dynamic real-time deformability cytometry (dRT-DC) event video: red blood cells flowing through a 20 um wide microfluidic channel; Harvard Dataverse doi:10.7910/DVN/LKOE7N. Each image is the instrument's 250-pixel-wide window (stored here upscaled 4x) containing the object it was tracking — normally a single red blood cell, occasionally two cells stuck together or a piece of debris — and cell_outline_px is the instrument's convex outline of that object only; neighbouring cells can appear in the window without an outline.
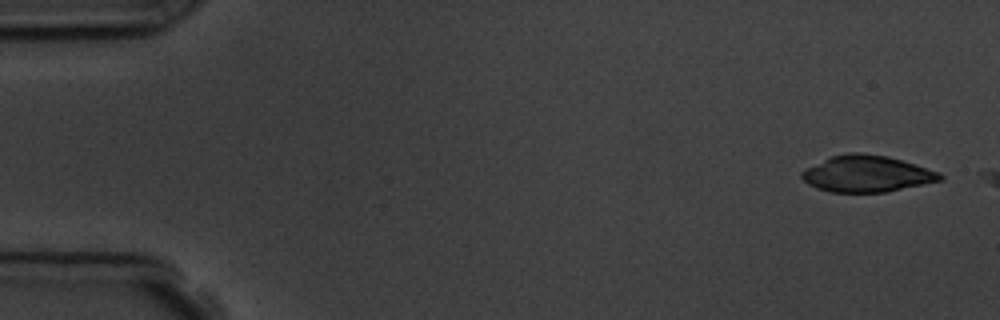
{"species": "common noctule bat (a hibernating species)", "species_latin": "Nyctalus noctula", "temperature_condition": "room temperature", "stored_images_in_passage": 2, "camera_frame_rate_fps": 3000, "um_per_image_px": 0.085, "animal": {"sex": "male", "body_mass_g": 19.5, "forearm_length_mm": 54.6}, "frame": {"image": 1, "passage_image": 1, "time_ms": 0.0, "image_size_px": [1000, 320], "cell_outline_px": [[944, 180], [884, 192], [832, 192], [816, 188], [808, 184], [800, 176], [800, 172], [804, 168], [828, 156], [848, 152], [860, 152], [888, 156], [940, 172], [944, 176]], "centroid_in_image_um": [73.63, 14.75], "position_along_channel_um": 11.4, "area_um2": 29.65}}